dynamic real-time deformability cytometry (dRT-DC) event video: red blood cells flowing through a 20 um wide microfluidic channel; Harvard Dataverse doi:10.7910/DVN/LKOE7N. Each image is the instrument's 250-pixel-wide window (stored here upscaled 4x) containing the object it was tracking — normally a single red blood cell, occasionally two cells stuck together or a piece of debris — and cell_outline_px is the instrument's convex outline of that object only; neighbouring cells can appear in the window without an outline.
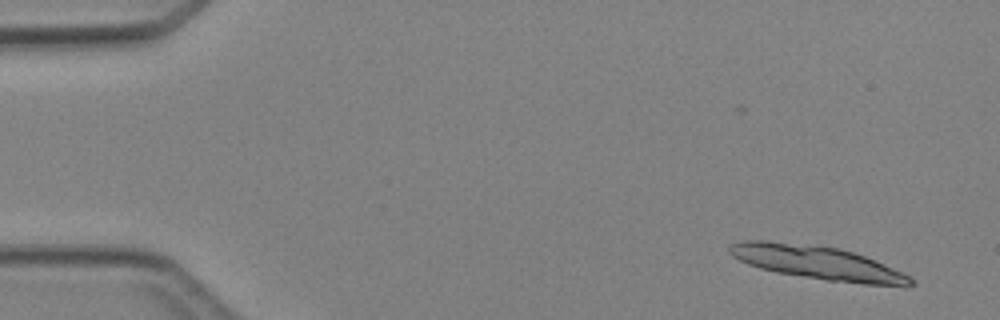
{"species": "Egyptian fruit bat (a non-hibernating species)", "species_latin": "Rousettus aegyptiacus", "temperature_condition": "cold", "stored_images_in_passage": 4, "camera_frame_rate_fps": 3000, "um_per_image_px": 0.085, "animal": {"sex": "female"}, "frame": {"image": 1, "passage_image": 1, "time_ms": 0.0, "image_size_px": [1000, 320], "cell_outline_px": [[916, 284], [908, 288], [904, 288], [864, 284], [828, 280], [776, 272], [760, 268], [748, 264], [732, 256], [728, 252], [728, 248], [732, 244], [744, 240], [768, 240], [840, 248], [864, 256], [892, 268], [916, 280]], "centroid_in_image_um": [69.54, 22.35], "position_along_channel_um": 15.5, "area_um2": 35.37}}